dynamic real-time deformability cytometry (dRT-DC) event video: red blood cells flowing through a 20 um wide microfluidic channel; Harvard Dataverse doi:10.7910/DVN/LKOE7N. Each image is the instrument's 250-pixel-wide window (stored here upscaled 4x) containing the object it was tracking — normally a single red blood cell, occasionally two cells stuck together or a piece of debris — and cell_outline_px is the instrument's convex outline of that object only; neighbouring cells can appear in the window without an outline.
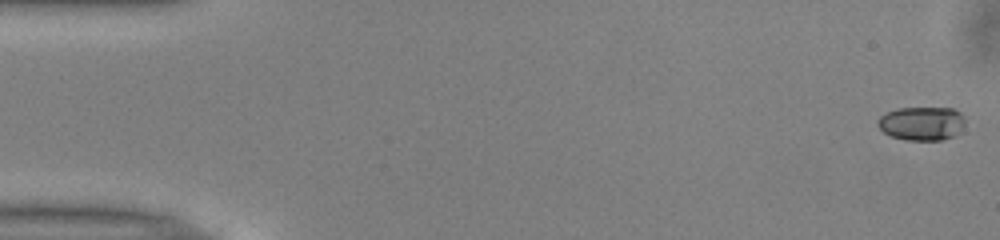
{"species": "common noctule bat (a hibernating species)", "species_latin": "Nyctalus noctula", "temperature_condition": "warm", "stored_images_in_passage": 16, "camera_frame_rate_fps": 3000, "um_per_image_px": 0.085, "animal": {"sex": "male", "body_mass_g": 13.0, "forearm_length_mm": 53.1}, "frame": {"image": 1, "passage_image": 1, "time_ms": 0.0, "image_size_px": [1000, 240], "cell_outline_px": [[964, 124], [956, 136], [940, 140], [904, 140], [892, 136], [884, 132], [876, 124], [876, 120], [880, 116], [896, 108], [952, 108], [960, 112], [964, 116]], "centroid_in_image_um": [78.34, 10.49], "position_along_channel_um": 6.7, "area_um2": 17.28}}
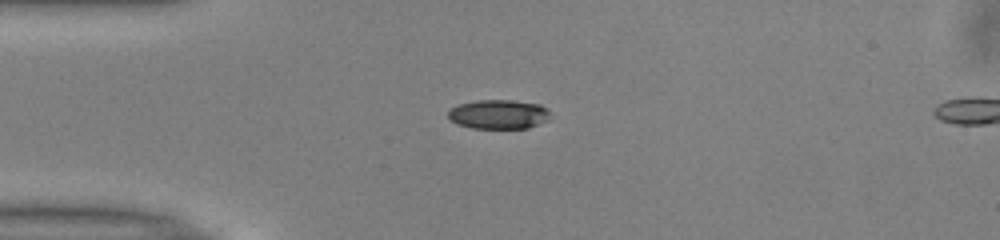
{"frame": {"image": 2, "passage_image": 13, "time_ms": 4.0, "image_size_px": [1000, 240], "cell_outline_px": [[548, 120], [528, 128], [472, 128], [456, 124], [448, 116], [448, 112], [452, 108], [460, 104], [476, 100], [512, 100], [540, 104], [548, 108]], "centroid_in_image_um": [42.39, 9.71], "position_along_channel_um": 42.6, "area_um2": 17.34}}